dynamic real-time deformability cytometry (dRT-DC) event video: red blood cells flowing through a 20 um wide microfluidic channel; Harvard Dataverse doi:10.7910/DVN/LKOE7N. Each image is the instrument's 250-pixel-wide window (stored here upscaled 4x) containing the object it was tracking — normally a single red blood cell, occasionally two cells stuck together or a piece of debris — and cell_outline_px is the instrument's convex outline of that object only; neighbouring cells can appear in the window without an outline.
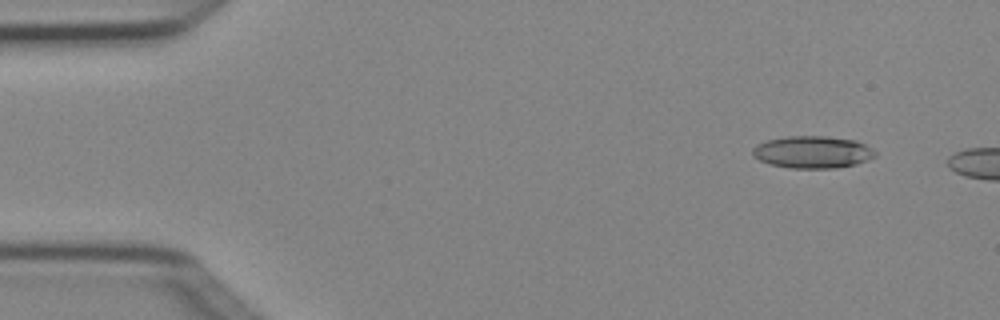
{"species": "Egyptian fruit bat (a non-hibernating species)", "species_latin": "Rousettus aegyptiacus", "temperature_condition": "cold", "stored_images_in_passage": 3, "camera_frame_rate_fps": 3000, "um_per_image_px": 0.085, "animal": {"sex": "female"}, "frame": {"image": 1, "passage_image": 2, "time_ms": 0.333, "image_size_px": [1000, 320], "cell_outline_px": [[876, 156], [868, 160], [856, 164], [836, 168], [788, 168], [768, 164], [752, 156], [752, 148], [756, 144], [768, 140], [788, 136], [828, 136], [856, 140], [872, 148], [876, 152]], "centroid_in_image_um": [69.06, 12.93], "position_along_channel_um": 15.9, "area_um2": 23.24}}